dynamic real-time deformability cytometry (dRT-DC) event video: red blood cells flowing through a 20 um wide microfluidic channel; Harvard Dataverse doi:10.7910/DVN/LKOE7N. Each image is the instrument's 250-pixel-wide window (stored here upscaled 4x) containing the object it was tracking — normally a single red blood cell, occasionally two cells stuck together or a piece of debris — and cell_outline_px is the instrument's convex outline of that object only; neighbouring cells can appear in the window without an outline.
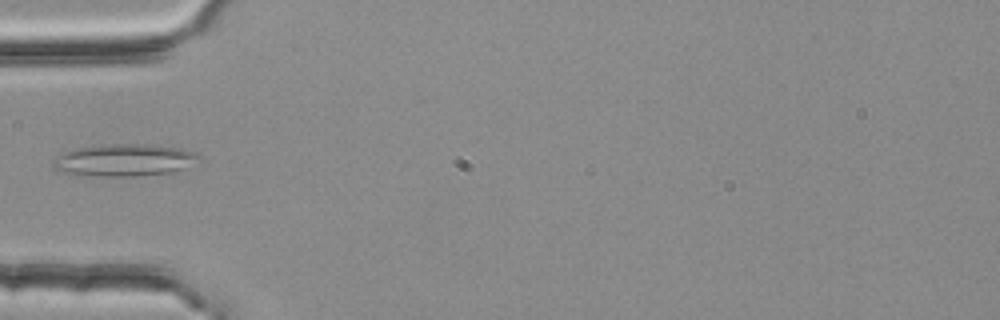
{"species": "common noctule bat (a hibernating species)", "species_latin": "Nyctalus noctula", "temperature_condition": "room temperature", "stored_images_in_passage": 4, "camera_frame_rate_fps": 3000, "um_per_image_px": 0.085, "animal": {"sex": "female", "body_mass_g": 25.1}, "frame": {"image": 1, "passage_image": 4, "time_ms": 1.0, "image_size_px": [1000, 320], "cell_outline_px": [[196, 156], [184, 168], [172, 172], [136, 176], [100, 176], [60, 172], [52, 168], [52, 160], [56, 156], [72, 148], [112, 144], [148, 144], [180, 148], [196, 152]], "centroid_in_image_um": [10.43, 13.6], "position_along_channel_um": 74.6, "area_um2": 27.05}}